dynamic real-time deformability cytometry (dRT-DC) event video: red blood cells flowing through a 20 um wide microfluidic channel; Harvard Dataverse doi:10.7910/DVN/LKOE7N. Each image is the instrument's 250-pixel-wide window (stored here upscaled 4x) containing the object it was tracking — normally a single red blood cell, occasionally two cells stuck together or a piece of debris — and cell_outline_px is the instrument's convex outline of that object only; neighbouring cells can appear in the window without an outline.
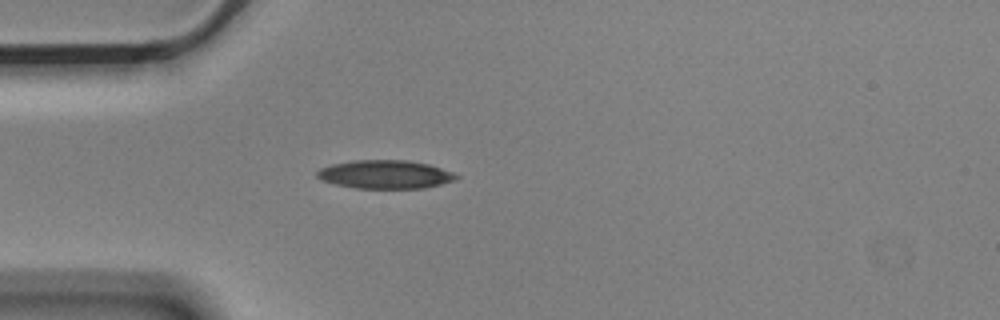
{"species": "Egyptian fruit bat (a non-hibernating species)", "species_latin": "Rousettus aegyptiacus", "temperature_condition": "cold", "stored_images_in_passage": 1, "camera_frame_rate_fps": 3000, "um_per_image_px": 0.085, "animal": {"sex": "male"}, "frame": {"image": 1, "passage_image": 1, "time_ms": 0.0, "image_size_px": [1000, 320], "cell_outline_px": [[460, 176], [456, 180], [424, 188], [356, 188], [336, 184], [324, 180], [316, 176], [316, 172], [320, 168], [332, 164], [352, 160], [408, 160], [428, 164], [452, 172]], "centroid_in_image_um": [32.75, 14.82], "position_along_channel_um": 52.3, "area_um2": 22.95}}